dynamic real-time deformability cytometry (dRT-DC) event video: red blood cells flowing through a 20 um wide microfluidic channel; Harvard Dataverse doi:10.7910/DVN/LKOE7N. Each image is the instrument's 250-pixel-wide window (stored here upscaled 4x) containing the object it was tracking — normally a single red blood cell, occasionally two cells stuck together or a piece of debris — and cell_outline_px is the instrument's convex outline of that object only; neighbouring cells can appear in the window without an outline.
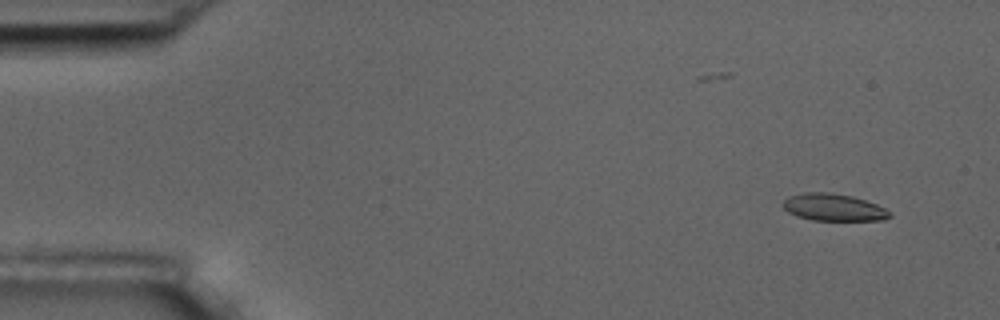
{"species": "common noctule bat (a hibernating species)", "species_latin": "Nyctalus noctula", "temperature_condition": "room temperature", "stored_images_in_passage": 4, "camera_frame_rate_fps": 3000, "um_per_image_px": 0.085, "animal": {"sex": "male", "body_mass_g": 17.5, "forearm_length_mm": 52.3}, "frame": {"image": 1, "passage_image": 1, "time_ms": 0.0, "image_size_px": [1000, 320], "cell_outline_px": [[892, 216], [884, 220], [812, 220], [796, 216], [788, 212], [784, 208], [784, 200], [788, 196], [804, 192], [832, 192], [852, 196], [876, 204], [892, 212]], "centroid_in_image_um": [70.86, 17.62], "position_along_channel_um": 14.1, "area_um2": 16.94}}